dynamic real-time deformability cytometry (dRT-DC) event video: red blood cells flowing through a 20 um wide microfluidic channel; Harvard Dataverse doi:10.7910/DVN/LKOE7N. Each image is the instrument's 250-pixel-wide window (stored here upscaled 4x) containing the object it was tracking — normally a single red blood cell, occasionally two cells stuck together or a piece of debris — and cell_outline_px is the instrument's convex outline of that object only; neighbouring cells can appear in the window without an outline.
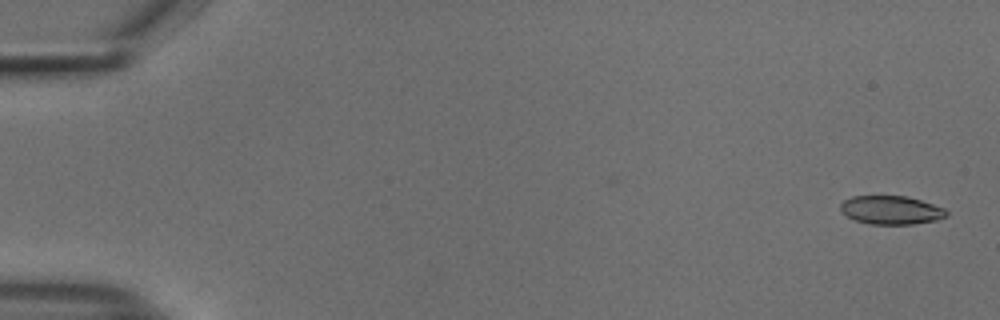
{"species": "common noctule bat (a hibernating species)", "species_latin": "Nyctalus noctula", "temperature_condition": "cold", "stored_images_in_passage": 54, "camera_frame_rate_fps": 3000, "um_per_image_px": 0.085, "animal": {"sex": "male", "body_mass_g": 18.8}, "frame": {"image": 1, "passage_image": 2, "time_ms": 0.333, "image_size_px": [1000, 320], "cell_outline_px": [[948, 216], [936, 220], [912, 224], [868, 224], [856, 220], [840, 212], [840, 204], [844, 200], [852, 196], [908, 196], [944, 208], [948, 212]], "centroid_in_image_um": [75.73, 17.85], "position_along_channel_um": 9.3, "area_um2": 17.63}}
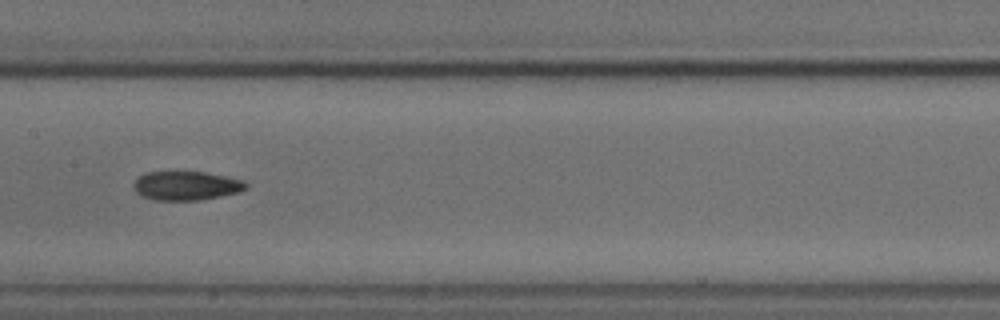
{"frame": {"image": 2, "passage_image": 28, "time_ms": 9.0, "image_size_px": [1000, 320], "cell_outline_px": [[248, 188], [240, 192], [200, 200], [156, 200], [144, 196], [136, 192], [132, 188], [132, 184], [144, 172], [204, 172], [244, 180], [248, 184]], "centroid_in_image_um": [15.85, 15.78], "position_along_channel_um": 191.6, "area_um2": 18.96}}
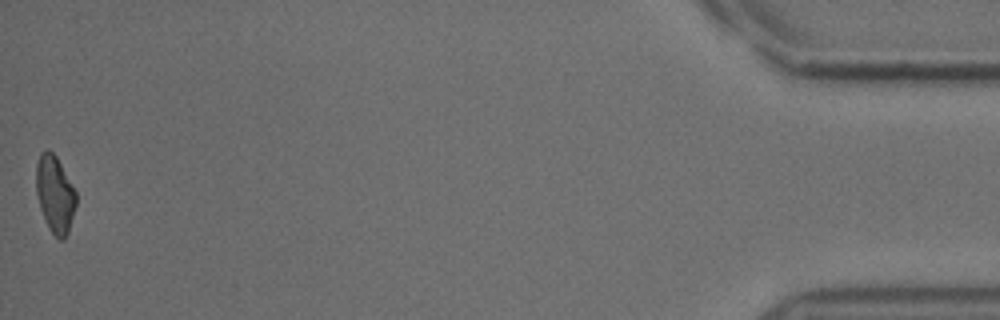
{"frame": {"image": 3, "passage_image": 54, "time_ms": 17.667, "image_size_px": [1000, 320], "cell_outline_px": [[76, 204], [68, 232], [64, 240], [60, 240], [48, 228], [40, 208], [36, 192], [36, 164], [40, 152], [48, 148], [56, 156], [76, 192]], "centroid_in_image_um": [4.65, 16.49], "position_along_channel_um": 430.5, "area_um2": 17.86}, "authors_computed_cell_mechanics": {"area_um2": 18.6116, "velocity_mm_per_s": 3.788, "shape_relaxation_time_tau1_ms": 10.5172, "shape_relaxation_time_tau2_ms": 3.3562, "deformation_change_tau1": 0.2235, "deformation_change_tau2": 0.0966}}